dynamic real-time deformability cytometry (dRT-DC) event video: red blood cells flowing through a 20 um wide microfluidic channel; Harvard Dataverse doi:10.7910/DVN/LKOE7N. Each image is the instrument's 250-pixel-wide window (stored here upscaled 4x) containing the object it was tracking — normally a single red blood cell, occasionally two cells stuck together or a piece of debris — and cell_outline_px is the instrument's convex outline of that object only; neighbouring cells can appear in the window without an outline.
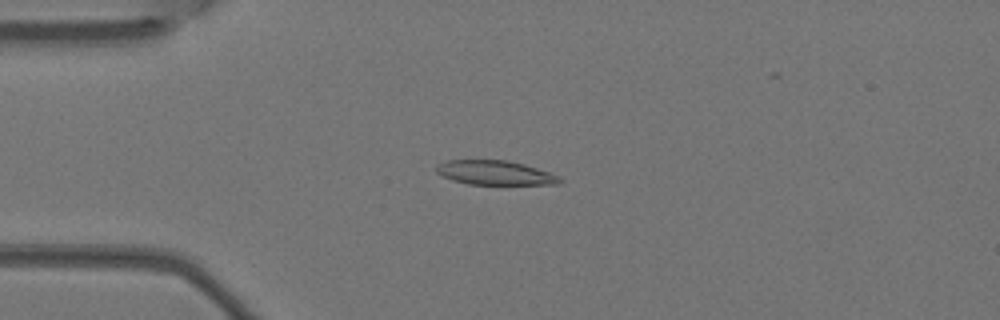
{"species": "Egyptian fruit bat (a non-hibernating species)", "species_latin": "Rousettus aegyptiacus", "temperature_condition": "warm", "stored_images_in_passage": 4, "camera_frame_rate_fps": 3000, "um_per_image_px": 0.085, "animal": {"sex": "female"}, "frame": {"image": 1, "passage_image": 4, "time_ms": 1.0, "image_size_px": [1000, 320], "cell_outline_px": [[564, 180], [560, 184], [468, 184], [452, 180], [436, 172], [436, 164], [444, 160], [508, 160], [524, 164], [560, 176]], "centroid_in_image_um": [42.07, 14.68], "position_along_channel_um": 42.9, "area_um2": 17.51}}